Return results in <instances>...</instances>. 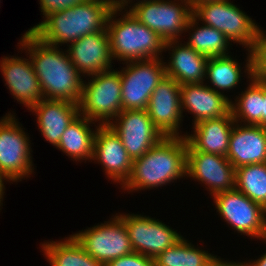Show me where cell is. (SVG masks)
Instances as JSON below:
<instances>
[{"label": "cell", "mask_w": 266, "mask_h": 266, "mask_svg": "<svg viewBox=\"0 0 266 266\" xmlns=\"http://www.w3.org/2000/svg\"><path fill=\"white\" fill-rule=\"evenodd\" d=\"M186 165V137H164L143 156L133 160L131 175L122 188L133 192L162 187L187 176Z\"/></svg>", "instance_id": "cell-3"}, {"label": "cell", "mask_w": 266, "mask_h": 266, "mask_svg": "<svg viewBox=\"0 0 266 266\" xmlns=\"http://www.w3.org/2000/svg\"><path fill=\"white\" fill-rule=\"evenodd\" d=\"M216 257V255L212 256L203 266H243V262L222 261L221 258Z\"/></svg>", "instance_id": "cell-34"}, {"label": "cell", "mask_w": 266, "mask_h": 266, "mask_svg": "<svg viewBox=\"0 0 266 266\" xmlns=\"http://www.w3.org/2000/svg\"><path fill=\"white\" fill-rule=\"evenodd\" d=\"M109 126L120 137L132 160L143 156L165 137L149 118L147 110H122Z\"/></svg>", "instance_id": "cell-13"}, {"label": "cell", "mask_w": 266, "mask_h": 266, "mask_svg": "<svg viewBox=\"0 0 266 266\" xmlns=\"http://www.w3.org/2000/svg\"><path fill=\"white\" fill-rule=\"evenodd\" d=\"M187 177L207 185L212 197L235 187V168L223 156L195 150L187 142Z\"/></svg>", "instance_id": "cell-14"}, {"label": "cell", "mask_w": 266, "mask_h": 266, "mask_svg": "<svg viewBox=\"0 0 266 266\" xmlns=\"http://www.w3.org/2000/svg\"><path fill=\"white\" fill-rule=\"evenodd\" d=\"M29 59L9 56L0 60L5 82L14 98L30 110L43 98L37 75Z\"/></svg>", "instance_id": "cell-18"}, {"label": "cell", "mask_w": 266, "mask_h": 266, "mask_svg": "<svg viewBox=\"0 0 266 266\" xmlns=\"http://www.w3.org/2000/svg\"><path fill=\"white\" fill-rule=\"evenodd\" d=\"M245 72L248 74L249 86L243 93L231 102V112L234 121L244 125L262 126V80L252 76V59L248 50ZM241 120V121H240Z\"/></svg>", "instance_id": "cell-24"}, {"label": "cell", "mask_w": 266, "mask_h": 266, "mask_svg": "<svg viewBox=\"0 0 266 266\" xmlns=\"http://www.w3.org/2000/svg\"><path fill=\"white\" fill-rule=\"evenodd\" d=\"M36 114L44 139L57 146L66 128L80 114L79 105L67 100L43 98L30 110Z\"/></svg>", "instance_id": "cell-22"}, {"label": "cell", "mask_w": 266, "mask_h": 266, "mask_svg": "<svg viewBox=\"0 0 266 266\" xmlns=\"http://www.w3.org/2000/svg\"><path fill=\"white\" fill-rule=\"evenodd\" d=\"M226 158L233 167L266 163V127L235 122Z\"/></svg>", "instance_id": "cell-20"}, {"label": "cell", "mask_w": 266, "mask_h": 266, "mask_svg": "<svg viewBox=\"0 0 266 266\" xmlns=\"http://www.w3.org/2000/svg\"><path fill=\"white\" fill-rule=\"evenodd\" d=\"M13 114L0 120V177L18 182L34 171L30 140Z\"/></svg>", "instance_id": "cell-8"}, {"label": "cell", "mask_w": 266, "mask_h": 266, "mask_svg": "<svg viewBox=\"0 0 266 266\" xmlns=\"http://www.w3.org/2000/svg\"><path fill=\"white\" fill-rule=\"evenodd\" d=\"M92 160L100 163L105 175L122 186L132 172L133 160L129 157L120 137L109 125H97Z\"/></svg>", "instance_id": "cell-16"}, {"label": "cell", "mask_w": 266, "mask_h": 266, "mask_svg": "<svg viewBox=\"0 0 266 266\" xmlns=\"http://www.w3.org/2000/svg\"><path fill=\"white\" fill-rule=\"evenodd\" d=\"M213 256L188 243L185 238L154 258V266H203Z\"/></svg>", "instance_id": "cell-29"}, {"label": "cell", "mask_w": 266, "mask_h": 266, "mask_svg": "<svg viewBox=\"0 0 266 266\" xmlns=\"http://www.w3.org/2000/svg\"><path fill=\"white\" fill-rule=\"evenodd\" d=\"M234 188L266 209V163L236 168Z\"/></svg>", "instance_id": "cell-28"}, {"label": "cell", "mask_w": 266, "mask_h": 266, "mask_svg": "<svg viewBox=\"0 0 266 266\" xmlns=\"http://www.w3.org/2000/svg\"><path fill=\"white\" fill-rule=\"evenodd\" d=\"M88 83L83 82L80 115L98 125H109L122 111V89L120 73L107 70L91 75Z\"/></svg>", "instance_id": "cell-5"}, {"label": "cell", "mask_w": 266, "mask_h": 266, "mask_svg": "<svg viewBox=\"0 0 266 266\" xmlns=\"http://www.w3.org/2000/svg\"><path fill=\"white\" fill-rule=\"evenodd\" d=\"M125 224L134 252L155 258L183 237L168 225L141 214L118 215Z\"/></svg>", "instance_id": "cell-12"}, {"label": "cell", "mask_w": 266, "mask_h": 266, "mask_svg": "<svg viewBox=\"0 0 266 266\" xmlns=\"http://www.w3.org/2000/svg\"><path fill=\"white\" fill-rule=\"evenodd\" d=\"M71 62L83 76H91L112 68V55L106 29L90 33L69 45Z\"/></svg>", "instance_id": "cell-17"}, {"label": "cell", "mask_w": 266, "mask_h": 266, "mask_svg": "<svg viewBox=\"0 0 266 266\" xmlns=\"http://www.w3.org/2000/svg\"><path fill=\"white\" fill-rule=\"evenodd\" d=\"M105 266H154V258L137 252L109 261Z\"/></svg>", "instance_id": "cell-32"}, {"label": "cell", "mask_w": 266, "mask_h": 266, "mask_svg": "<svg viewBox=\"0 0 266 266\" xmlns=\"http://www.w3.org/2000/svg\"><path fill=\"white\" fill-rule=\"evenodd\" d=\"M72 236L86 253L104 266L111 260L134 252L124 221L118 214L107 222L94 225Z\"/></svg>", "instance_id": "cell-10"}, {"label": "cell", "mask_w": 266, "mask_h": 266, "mask_svg": "<svg viewBox=\"0 0 266 266\" xmlns=\"http://www.w3.org/2000/svg\"><path fill=\"white\" fill-rule=\"evenodd\" d=\"M144 1V0H141ZM110 3V6L112 9L116 10H123L125 9L126 6H128V3L130 4L132 1L131 0H108Z\"/></svg>", "instance_id": "cell-36"}, {"label": "cell", "mask_w": 266, "mask_h": 266, "mask_svg": "<svg viewBox=\"0 0 266 266\" xmlns=\"http://www.w3.org/2000/svg\"><path fill=\"white\" fill-rule=\"evenodd\" d=\"M217 212L238 233L257 239L266 237V209L237 189L213 196Z\"/></svg>", "instance_id": "cell-11"}, {"label": "cell", "mask_w": 266, "mask_h": 266, "mask_svg": "<svg viewBox=\"0 0 266 266\" xmlns=\"http://www.w3.org/2000/svg\"><path fill=\"white\" fill-rule=\"evenodd\" d=\"M197 21L199 20L194 16L189 20L186 30L192 29L194 32L190 33V38L185 43L208 58L228 55L230 40L221 31L211 26L205 24L202 27L197 26L199 25Z\"/></svg>", "instance_id": "cell-27"}, {"label": "cell", "mask_w": 266, "mask_h": 266, "mask_svg": "<svg viewBox=\"0 0 266 266\" xmlns=\"http://www.w3.org/2000/svg\"><path fill=\"white\" fill-rule=\"evenodd\" d=\"M193 16L205 25L221 31L230 41L250 50L254 44L258 26L252 18L229 0H214L198 4Z\"/></svg>", "instance_id": "cell-6"}, {"label": "cell", "mask_w": 266, "mask_h": 266, "mask_svg": "<svg viewBox=\"0 0 266 266\" xmlns=\"http://www.w3.org/2000/svg\"><path fill=\"white\" fill-rule=\"evenodd\" d=\"M243 266H266V253L261 255L259 259H255V261L243 262Z\"/></svg>", "instance_id": "cell-37"}, {"label": "cell", "mask_w": 266, "mask_h": 266, "mask_svg": "<svg viewBox=\"0 0 266 266\" xmlns=\"http://www.w3.org/2000/svg\"><path fill=\"white\" fill-rule=\"evenodd\" d=\"M189 5L194 8L195 6H197L198 4L200 3H203V2H207V1H214V0H186Z\"/></svg>", "instance_id": "cell-38"}, {"label": "cell", "mask_w": 266, "mask_h": 266, "mask_svg": "<svg viewBox=\"0 0 266 266\" xmlns=\"http://www.w3.org/2000/svg\"><path fill=\"white\" fill-rule=\"evenodd\" d=\"M239 63L230 55L217 56L208 59L206 79L210 80L213 90H231L240 84L241 69ZM218 89V90H217Z\"/></svg>", "instance_id": "cell-30"}, {"label": "cell", "mask_w": 266, "mask_h": 266, "mask_svg": "<svg viewBox=\"0 0 266 266\" xmlns=\"http://www.w3.org/2000/svg\"><path fill=\"white\" fill-rule=\"evenodd\" d=\"M127 11L112 9L106 30L113 60L130 62L160 58L165 48V41L153 30L140 23ZM118 12L122 18L116 19Z\"/></svg>", "instance_id": "cell-4"}, {"label": "cell", "mask_w": 266, "mask_h": 266, "mask_svg": "<svg viewBox=\"0 0 266 266\" xmlns=\"http://www.w3.org/2000/svg\"><path fill=\"white\" fill-rule=\"evenodd\" d=\"M85 1L86 0H40L39 4L41 5V12H43V15L46 17L53 12L73 7Z\"/></svg>", "instance_id": "cell-33"}, {"label": "cell", "mask_w": 266, "mask_h": 266, "mask_svg": "<svg viewBox=\"0 0 266 266\" xmlns=\"http://www.w3.org/2000/svg\"><path fill=\"white\" fill-rule=\"evenodd\" d=\"M3 196H0V206L2 205Z\"/></svg>", "instance_id": "cell-40"}, {"label": "cell", "mask_w": 266, "mask_h": 266, "mask_svg": "<svg viewBox=\"0 0 266 266\" xmlns=\"http://www.w3.org/2000/svg\"><path fill=\"white\" fill-rule=\"evenodd\" d=\"M204 83L181 85V111L188 110L196 124L202 120L225 116L231 112V102L223 92L215 91Z\"/></svg>", "instance_id": "cell-19"}, {"label": "cell", "mask_w": 266, "mask_h": 266, "mask_svg": "<svg viewBox=\"0 0 266 266\" xmlns=\"http://www.w3.org/2000/svg\"><path fill=\"white\" fill-rule=\"evenodd\" d=\"M5 186H4V181L3 179L0 177V196H3L5 193Z\"/></svg>", "instance_id": "cell-39"}, {"label": "cell", "mask_w": 266, "mask_h": 266, "mask_svg": "<svg viewBox=\"0 0 266 266\" xmlns=\"http://www.w3.org/2000/svg\"><path fill=\"white\" fill-rule=\"evenodd\" d=\"M41 245L51 266H104L86 253L72 235L64 241H48Z\"/></svg>", "instance_id": "cell-26"}, {"label": "cell", "mask_w": 266, "mask_h": 266, "mask_svg": "<svg viewBox=\"0 0 266 266\" xmlns=\"http://www.w3.org/2000/svg\"><path fill=\"white\" fill-rule=\"evenodd\" d=\"M19 49H27L34 73L45 99L67 100L80 104L84 80L67 52L44 43L31 31L21 37Z\"/></svg>", "instance_id": "cell-1"}, {"label": "cell", "mask_w": 266, "mask_h": 266, "mask_svg": "<svg viewBox=\"0 0 266 266\" xmlns=\"http://www.w3.org/2000/svg\"><path fill=\"white\" fill-rule=\"evenodd\" d=\"M266 31L258 27L254 44L250 49L252 59V76L266 81Z\"/></svg>", "instance_id": "cell-31"}, {"label": "cell", "mask_w": 266, "mask_h": 266, "mask_svg": "<svg viewBox=\"0 0 266 266\" xmlns=\"http://www.w3.org/2000/svg\"><path fill=\"white\" fill-rule=\"evenodd\" d=\"M179 42L178 40L165 42L164 51L173 48L168 64H166L167 62L164 64L166 76L174 79L180 85L204 83L209 58L190 48L187 44H179Z\"/></svg>", "instance_id": "cell-21"}, {"label": "cell", "mask_w": 266, "mask_h": 266, "mask_svg": "<svg viewBox=\"0 0 266 266\" xmlns=\"http://www.w3.org/2000/svg\"><path fill=\"white\" fill-rule=\"evenodd\" d=\"M262 127H266V81L262 80Z\"/></svg>", "instance_id": "cell-35"}, {"label": "cell", "mask_w": 266, "mask_h": 266, "mask_svg": "<svg viewBox=\"0 0 266 266\" xmlns=\"http://www.w3.org/2000/svg\"><path fill=\"white\" fill-rule=\"evenodd\" d=\"M175 1L177 0H139L129 8V12L140 23L155 31L165 42L179 40L180 35L184 31L187 32L193 8L186 0H178L177 3Z\"/></svg>", "instance_id": "cell-7"}, {"label": "cell", "mask_w": 266, "mask_h": 266, "mask_svg": "<svg viewBox=\"0 0 266 266\" xmlns=\"http://www.w3.org/2000/svg\"><path fill=\"white\" fill-rule=\"evenodd\" d=\"M164 64L162 58L126 62L119 71L122 110H147L152 92L166 76Z\"/></svg>", "instance_id": "cell-9"}, {"label": "cell", "mask_w": 266, "mask_h": 266, "mask_svg": "<svg viewBox=\"0 0 266 266\" xmlns=\"http://www.w3.org/2000/svg\"><path fill=\"white\" fill-rule=\"evenodd\" d=\"M181 85L165 78L152 92L147 107L149 118L165 137H179V127L184 117L181 111Z\"/></svg>", "instance_id": "cell-15"}, {"label": "cell", "mask_w": 266, "mask_h": 266, "mask_svg": "<svg viewBox=\"0 0 266 266\" xmlns=\"http://www.w3.org/2000/svg\"><path fill=\"white\" fill-rule=\"evenodd\" d=\"M91 123L95 124L79 114L66 128L56 147L73 161L92 160L96 129L90 128Z\"/></svg>", "instance_id": "cell-25"}, {"label": "cell", "mask_w": 266, "mask_h": 266, "mask_svg": "<svg viewBox=\"0 0 266 266\" xmlns=\"http://www.w3.org/2000/svg\"><path fill=\"white\" fill-rule=\"evenodd\" d=\"M112 8L108 0H86L73 7L53 12L31 31L44 43L59 47L73 43L90 33L106 29Z\"/></svg>", "instance_id": "cell-2"}, {"label": "cell", "mask_w": 266, "mask_h": 266, "mask_svg": "<svg viewBox=\"0 0 266 266\" xmlns=\"http://www.w3.org/2000/svg\"><path fill=\"white\" fill-rule=\"evenodd\" d=\"M235 124L232 112L214 118L202 120L193 125L194 134H184L187 142L197 151L226 157L229 148L231 130Z\"/></svg>", "instance_id": "cell-23"}]
</instances>
